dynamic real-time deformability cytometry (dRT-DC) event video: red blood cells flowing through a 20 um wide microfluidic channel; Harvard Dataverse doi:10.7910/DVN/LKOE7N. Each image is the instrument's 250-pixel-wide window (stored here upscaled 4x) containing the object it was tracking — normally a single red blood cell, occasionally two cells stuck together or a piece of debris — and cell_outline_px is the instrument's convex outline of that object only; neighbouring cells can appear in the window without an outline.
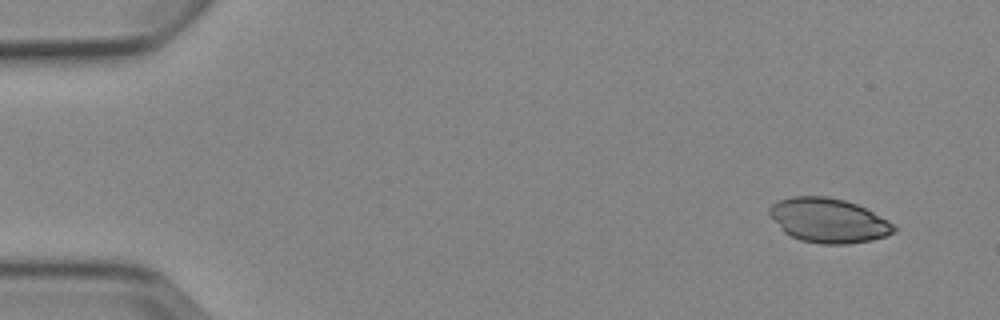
{"species": "Egyptian fruit bat (a non-hibernating species)", "species_latin": "Rousettus aegyptiacus", "temperature_condition": "cold", "stored_images_in_passage": 7, "camera_frame_rate_fps": 3000, "um_per_image_px": 0.085, "animal": {"sex": "female"}, "frame": {"image": 1, "passage_image": 1, "time_ms": 0.0, "image_size_px": [1000, 320], "cell_outline_px": [[896, 232], [872, 240], [848, 244], [820, 244], [800, 240], [784, 232], [780, 228], [768, 212], [768, 208], [772, 204], [780, 200], [792, 196], [824, 196], [844, 200], [856, 204], [888, 220], [896, 228]], "centroid_in_image_um": [70.4, 18.74], "position_along_channel_um": 14.6, "area_um2": 32.02}}
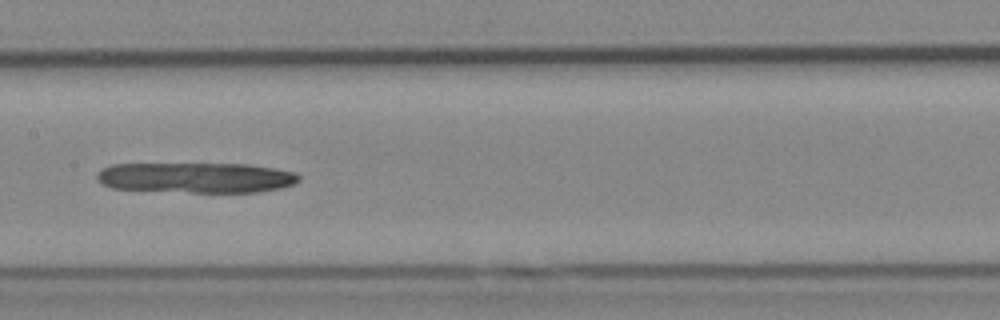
{"frame": {"image": 2, "passage_image": 7, "time_ms": 7.667, "image_size_px": [1000, 320], "cell_outline_px": [[300, 180], [292, 184], [280, 188], [256, 192], [188, 192], [112, 188], [100, 184], [96, 180], [96, 176], [100, 168], [112, 164], [248, 164], [276, 168], [296, 172], [300, 176]], "centroid_in_image_um": [16.64, 15.09], "position_along_channel_um": 190.8, "area_um2": 35.95}}